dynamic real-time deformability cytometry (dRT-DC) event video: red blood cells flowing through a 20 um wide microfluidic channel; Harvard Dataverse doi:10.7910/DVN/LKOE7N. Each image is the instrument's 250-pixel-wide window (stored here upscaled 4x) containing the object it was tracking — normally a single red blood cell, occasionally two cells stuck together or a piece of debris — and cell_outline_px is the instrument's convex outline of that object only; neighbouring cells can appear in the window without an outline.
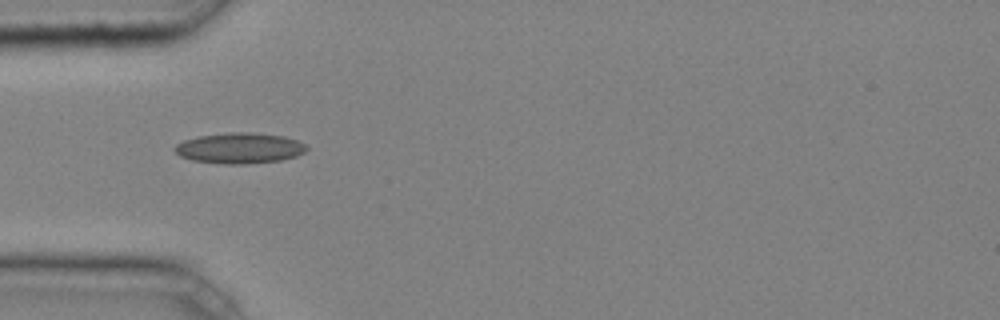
{"species": "common noctule bat (a hibernating species)", "species_latin": "Nyctalus noctula", "temperature_condition": "cold", "stored_images_in_passage": 5, "camera_frame_rate_fps": 3000, "um_per_image_px": 0.085, "animal": {"sex": "male", "body_mass_g": 20.4}, "frame": {"image": 1, "passage_image": 4, "time_ms": 1.0, "image_size_px": [1000, 320], "cell_outline_px": [[308, 148], [304, 152], [296, 156], [280, 160], [248, 164], [224, 164], [192, 160], [180, 156], [172, 148], [176, 144], [184, 140], [200, 136], [232, 132], [248, 132], [284, 136], [296, 140], [304, 144]], "centroid_in_image_um": [20.35, 12.59], "position_along_channel_um": 64.7, "area_um2": 23.47}}
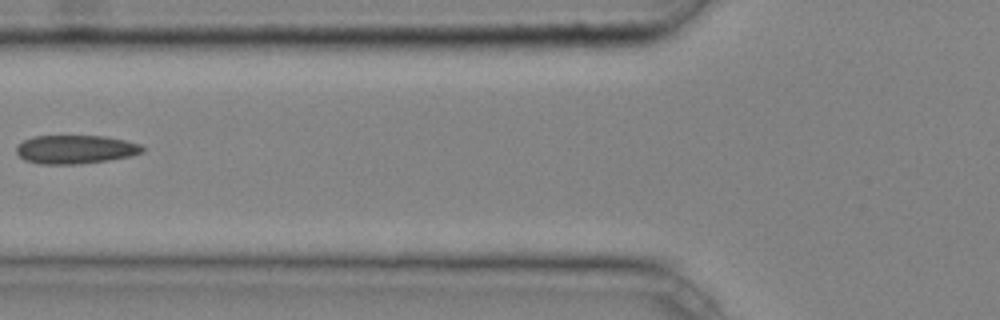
{"frame": {"image": 2, "passage_image": 5, "time_ms": 1.333, "image_size_px": [1000, 320], "cell_outline_px": [[144, 152], [132, 156], [108, 160], [80, 164], [36, 164], [24, 160], [16, 152], [16, 148], [24, 140], [32, 136], [104, 136], [124, 140], [140, 144], [144, 148]], "centroid_in_image_um": [6.42, 12.71], "position_along_channel_um": 119.4, "area_um2": 21.1}}